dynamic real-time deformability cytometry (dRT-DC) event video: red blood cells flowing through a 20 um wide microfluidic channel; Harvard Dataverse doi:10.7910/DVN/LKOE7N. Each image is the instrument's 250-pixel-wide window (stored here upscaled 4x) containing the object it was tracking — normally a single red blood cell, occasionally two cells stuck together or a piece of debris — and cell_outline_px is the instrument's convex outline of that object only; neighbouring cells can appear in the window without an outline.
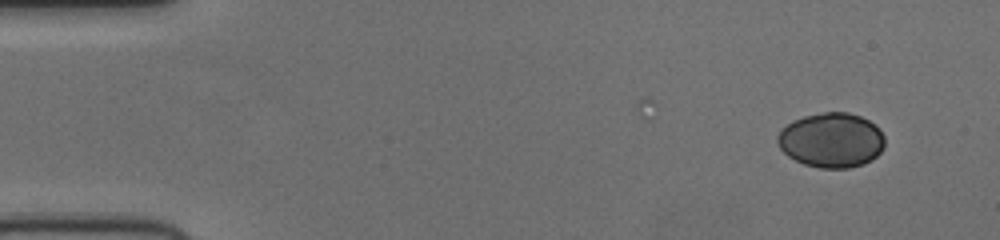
{"species": "human", "species_latin": "Homo sapiens", "temperature_condition": "cold", "stored_images_in_passage": 35, "camera_frame_rate_fps": 3000, "um_per_image_px": 0.085, "donor": {"sex": "female"}, "frame": {"image": 1, "passage_image": 1, "time_ms": 0.0, "image_size_px": [1000, 240], "cell_outline_px": [[884, 148], [872, 160], [864, 164], [848, 168], [820, 168], [804, 164], [788, 156], [780, 148], [776, 140], [776, 136], [792, 120], [804, 116], [824, 112], [848, 112], [860, 116], [876, 124], [880, 128], [884, 136]], "centroid_in_image_um": [70.69, 11.91], "position_along_channel_um": 14.3, "area_um2": 34.39}}
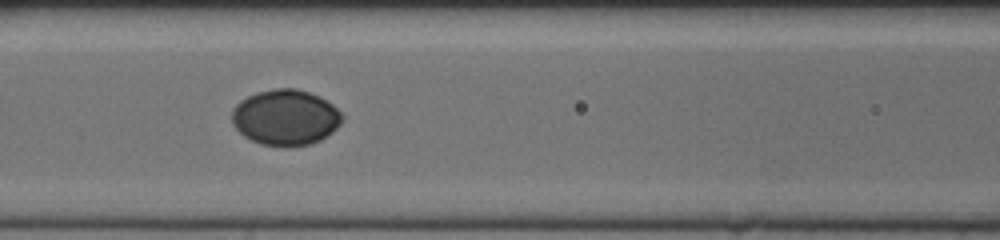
{"frame": {"image": 2, "passage_image": 20, "time_ms": 6.333, "image_size_px": [1000, 240], "cell_outline_px": [[344, 116], [340, 124], [332, 132], [320, 140], [308, 144], [260, 144], [244, 136], [232, 124], [232, 112], [236, 104], [240, 100], [256, 92], [276, 88], [296, 88], [308, 92], [332, 104]], "centroid_in_image_um": [24.25, 9.95], "position_along_channel_um": 142.4, "area_um2": 35.14}}
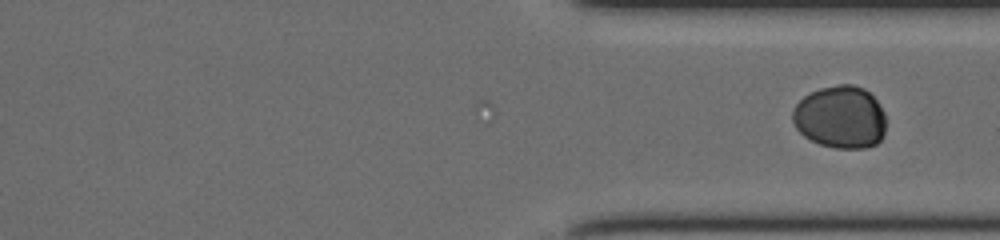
{"frame": {"image": 3, "passage_image": 35, "time_ms": 11.333, "image_size_px": [1000, 240], "cell_outline_px": [[884, 136], [876, 144], [864, 148], [836, 148], [820, 144], [804, 136], [796, 128], [792, 120], [792, 112], [796, 104], [804, 96], [820, 88], [840, 84], [852, 84], [864, 88], [876, 100], [884, 112]], "centroid_in_image_um": [71.42, 9.96], "position_along_channel_um": 340.0, "area_um2": 33.99}}